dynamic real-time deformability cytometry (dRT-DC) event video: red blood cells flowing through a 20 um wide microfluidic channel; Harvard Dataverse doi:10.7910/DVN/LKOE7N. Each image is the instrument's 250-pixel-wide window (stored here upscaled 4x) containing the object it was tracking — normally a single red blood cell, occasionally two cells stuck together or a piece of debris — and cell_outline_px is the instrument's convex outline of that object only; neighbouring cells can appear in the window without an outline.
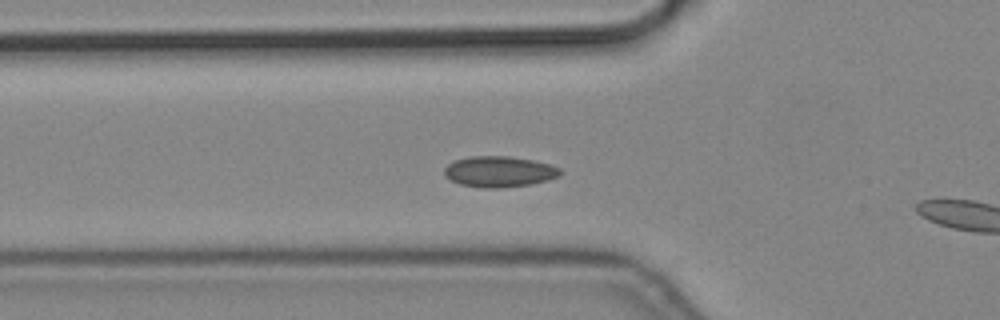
{"species": "common noctule bat (a hibernating species)", "species_latin": "Nyctalus noctula", "temperature_condition": "cold", "stored_images_in_passage": 15, "camera_frame_rate_fps": 3000, "um_per_image_px": 0.085, "animal": {"sex": "male", "body_mass_g": 19.2, "forearm_length_mm": 51.8}, "frame": {"image": 1, "passage_image": 13, "time_ms": 4.0, "image_size_px": [1000, 320], "cell_outline_px": [[564, 172], [560, 176], [548, 180], [532, 184], [496, 188], [484, 188], [460, 184], [444, 176], [444, 168], [452, 160], [468, 156], [508, 156], [532, 160], [548, 164], [560, 168]], "centroid_in_image_um": [42.43, 14.58], "position_along_channel_um": 83.4, "area_um2": 20.98}}